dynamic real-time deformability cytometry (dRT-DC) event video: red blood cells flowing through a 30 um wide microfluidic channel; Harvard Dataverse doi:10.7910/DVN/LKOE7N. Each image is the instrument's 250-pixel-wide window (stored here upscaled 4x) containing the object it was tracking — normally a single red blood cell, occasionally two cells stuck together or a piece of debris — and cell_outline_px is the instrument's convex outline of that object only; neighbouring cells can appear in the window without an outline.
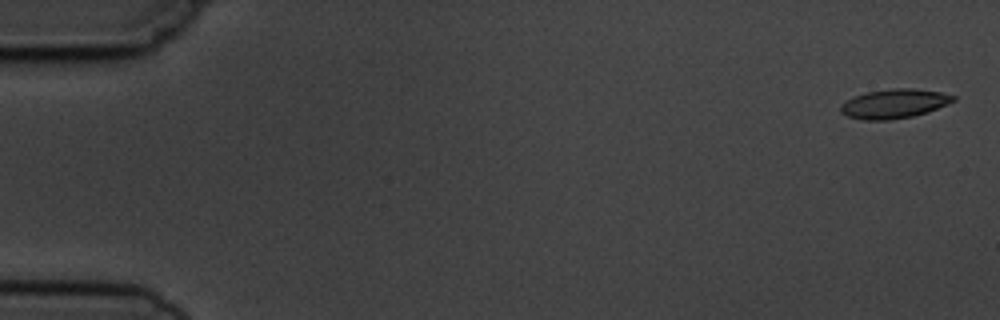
{"species": "common noctule bat (a hibernating species)", "species_latin": "Nyctalus noctula", "temperature_condition": "cold", "stored_images_in_passage": 6, "camera_frame_rate_fps": 3000, "um_per_image_px": 0.085, "animal": {"sex": "male", "body_mass_g": 19.5, "forearm_length_mm": 54.6}, "frame": {"image": 1, "passage_image": 1, "time_ms": 0.0, "image_size_px": [1000, 320], "cell_outline_px": [[956, 100], [928, 112], [912, 116], [888, 120], [860, 120], [848, 116], [840, 112], [840, 104], [852, 96], [868, 92], [892, 88], [912, 88], [940, 92], [956, 96]], "centroid_in_image_um": [75.97, 8.81], "position_along_channel_um": 9.0, "area_um2": 19.25}}
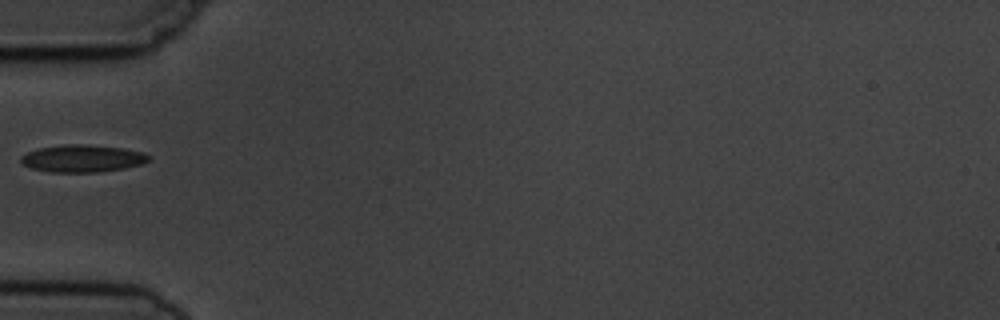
{"frame": {"image": 2, "passage_image": 5, "time_ms": 5.667, "image_size_px": [1000, 320], "cell_outline_px": [[152, 160], [140, 164], [124, 168], [100, 172], [48, 172], [32, 168], [24, 164], [20, 160], [20, 156], [28, 152], [40, 148], [68, 144], [88, 144], [124, 148], [144, 152], [152, 156]], "centroid_in_image_um": [7.06, 13.46], "position_along_channel_um": 77.9, "area_um2": 20.46}}
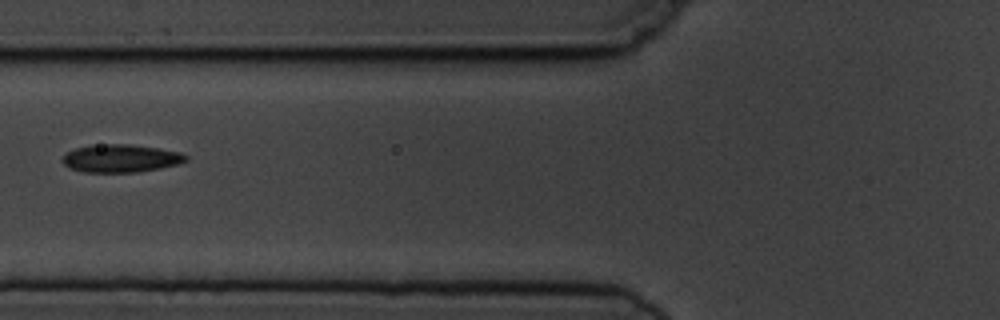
{"frame": {"image": 3, "passage_image": 6, "time_ms": 6.667, "image_size_px": [1000, 320], "cell_outline_px": [[188, 160], [180, 164], [160, 168], [136, 172], [84, 172], [68, 168], [60, 160], [68, 152], [76, 148], [108, 144], [132, 144], [160, 148], [180, 152], [188, 156]], "centroid_in_image_um": [10.31, 13.47], "position_along_channel_um": 115.5, "area_um2": 20.06}}